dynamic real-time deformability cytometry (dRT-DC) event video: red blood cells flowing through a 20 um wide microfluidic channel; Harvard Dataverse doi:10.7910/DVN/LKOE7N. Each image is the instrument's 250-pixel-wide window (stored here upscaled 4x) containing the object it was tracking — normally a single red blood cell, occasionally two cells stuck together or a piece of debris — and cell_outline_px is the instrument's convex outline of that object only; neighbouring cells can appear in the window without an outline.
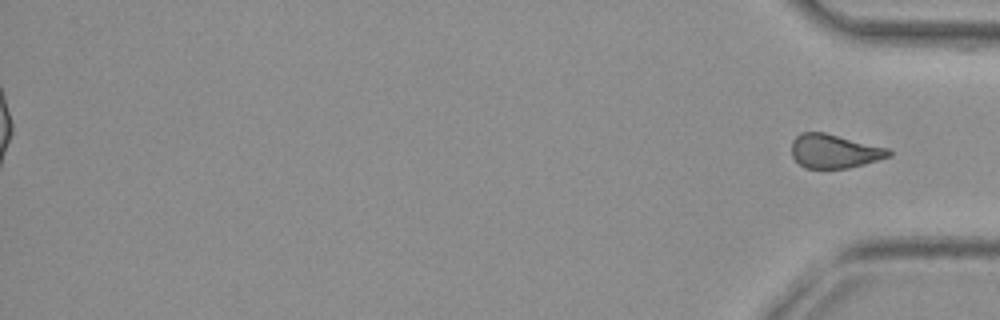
{"species": "common noctule bat (a hibernating species)", "species_latin": "Nyctalus noctula", "temperature_condition": "cold", "stored_images_in_passage": 47, "segment_of_instrument_passage": [2, 2], "camera_frame_rate_fps": 3000, "um_per_image_px": 0.085, "animal": {"sex": "female", "body_mass_g": 29.2, "forearm_length_mm": 56.3}, "frame": {"image": 1, "passage_image": 47, "time_ms": 15.333, "image_size_px": [1000, 320], "cell_outline_px": [[892, 156], [864, 164], [848, 168], [804, 168], [792, 156], [792, 140], [800, 132], [824, 132], [888, 148], [892, 152]], "centroid_in_image_um": [70.92, 12.85], "position_along_channel_um": 364.3, "area_um2": 19.19}}